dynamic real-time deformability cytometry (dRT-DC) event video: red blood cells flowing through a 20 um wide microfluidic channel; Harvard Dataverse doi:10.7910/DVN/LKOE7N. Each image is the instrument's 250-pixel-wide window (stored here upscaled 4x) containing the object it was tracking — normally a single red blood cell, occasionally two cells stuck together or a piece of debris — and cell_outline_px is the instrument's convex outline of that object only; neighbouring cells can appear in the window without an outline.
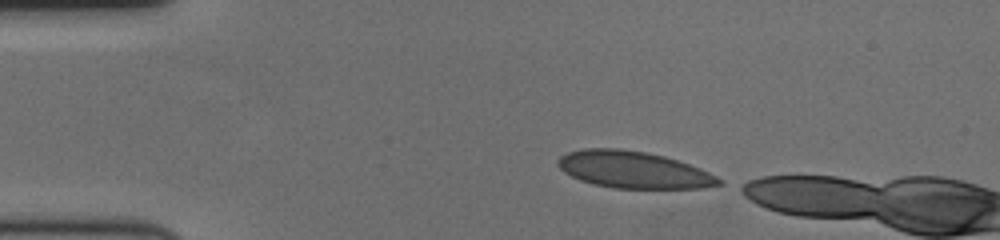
{"species": "human", "species_latin": "Homo sapiens", "temperature_condition": "cold", "stored_images_in_passage": 5, "camera_frame_rate_fps": 3000, "um_per_image_px": 0.085, "donor": {"sex": "female"}, "frame": {"image": 1, "passage_image": 1, "time_ms": 0.0, "image_size_px": [1000, 240], "cell_outline_px": [[724, 184], [704, 188], [612, 188], [592, 184], [580, 180], [564, 172], [556, 164], [556, 160], [560, 156], [568, 152], [584, 148], [620, 148], [648, 152], [664, 156], [700, 168], [724, 180]], "centroid_in_image_um": [53.84, 14.43], "position_along_channel_um": 31.2, "area_um2": 34.8}}